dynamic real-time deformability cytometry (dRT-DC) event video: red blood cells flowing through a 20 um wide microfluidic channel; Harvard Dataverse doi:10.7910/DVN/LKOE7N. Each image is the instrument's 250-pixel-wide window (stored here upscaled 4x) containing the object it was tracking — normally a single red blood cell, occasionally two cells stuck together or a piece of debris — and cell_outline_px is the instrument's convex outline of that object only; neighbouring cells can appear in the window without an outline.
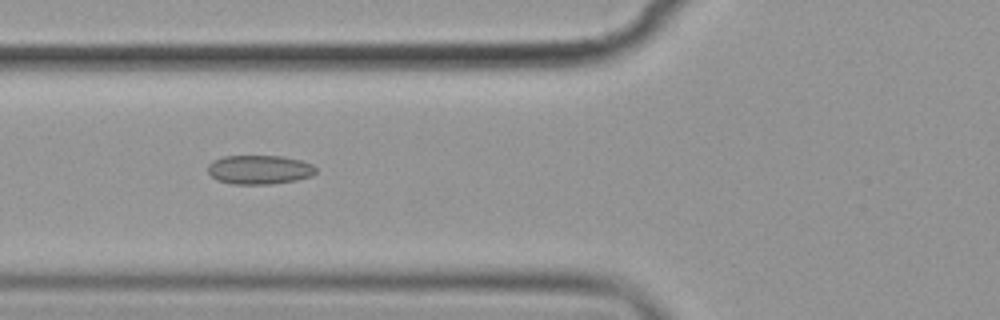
{"species": "common noctule bat (a hibernating species)", "species_latin": "Nyctalus noctula", "temperature_condition": "cold", "stored_images_in_passage": 4, "camera_frame_rate_fps": 3000, "um_per_image_px": 0.085, "animal": {"sex": "female", "body_mass_g": 19.9}, "frame": {"image": 1, "passage_image": 4, "time_ms": 3.667, "image_size_px": [1000, 320], "cell_outline_px": [[316, 172], [312, 176], [296, 180], [272, 184], [232, 184], [216, 180], [208, 172], [208, 164], [212, 160], [224, 156], [284, 156], [300, 160], [312, 164], [316, 168]], "centroid_in_image_um": [22.04, 14.42], "position_along_channel_um": 103.8, "area_um2": 18.44}}